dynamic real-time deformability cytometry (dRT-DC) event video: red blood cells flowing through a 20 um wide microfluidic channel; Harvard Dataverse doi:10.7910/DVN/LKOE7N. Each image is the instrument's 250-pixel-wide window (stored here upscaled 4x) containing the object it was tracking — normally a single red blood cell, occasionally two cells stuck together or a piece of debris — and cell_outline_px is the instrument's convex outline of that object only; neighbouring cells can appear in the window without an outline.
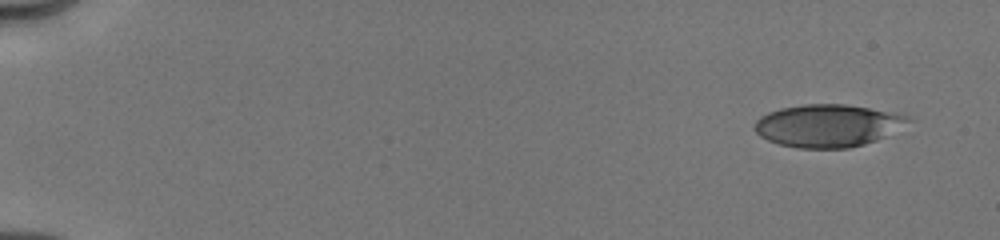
{"species": "human", "species_latin": "Homo sapiens", "temperature_condition": "cold", "stored_images_in_passage": 31, "camera_frame_rate_fps": 3000, "um_per_image_px": 0.085, "donor": {"sex": "male"}, "frame": {"image": 1, "passage_image": 1, "time_ms": 0.0, "image_size_px": [1000, 240], "cell_outline_px": [[912, 120], [884, 136], [876, 140], [864, 144], [848, 148], [796, 148], [780, 144], [768, 140], [760, 136], [752, 128], [756, 120], [760, 116], [768, 112], [780, 108], [804, 104], [844, 104], [896, 112], [912, 116]], "centroid_in_image_um": [70.34, 10.67], "position_along_channel_um": 14.7, "area_um2": 38.15}}
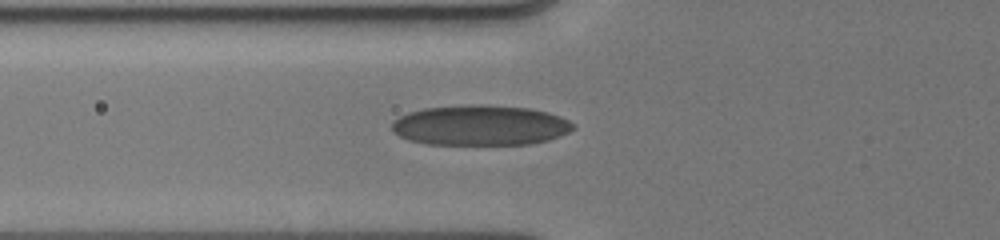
{"frame": {"image": 2, "passage_image": 18, "time_ms": 5.667, "image_size_px": [1000, 240], "cell_outline_px": [[576, 128], [560, 136], [548, 140], [528, 144], [428, 144], [408, 140], [392, 132], [392, 124], [400, 116], [408, 112], [424, 108], [468, 104], [480, 104], [528, 108], [548, 112], [560, 116], [568, 120]], "centroid_in_image_um": [40.82, 10.64], "position_along_channel_um": 85.0, "area_um2": 42.54}}
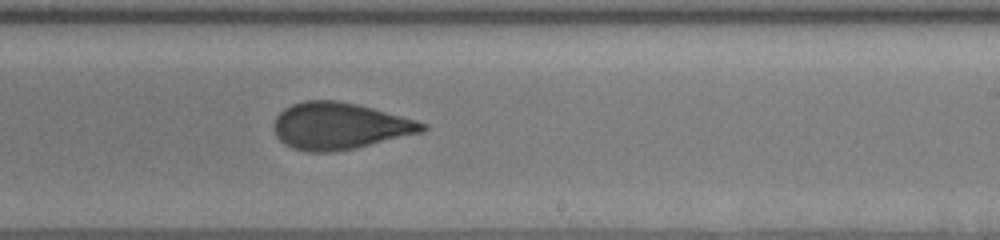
{"frame": {"image": 3, "passage_image": 31, "time_ms": 10.0, "image_size_px": [1000, 240], "cell_outline_px": [[428, 128], [424, 132], [356, 148], [332, 152], [308, 152], [292, 148], [284, 144], [276, 136], [272, 128], [276, 116], [284, 108], [292, 104], [304, 100], [336, 100], [356, 104], [372, 108], [416, 120], [428, 124]], "centroid_in_image_um": [28.85, 10.71], "position_along_channel_um": 260.1, "area_um2": 40.69}}